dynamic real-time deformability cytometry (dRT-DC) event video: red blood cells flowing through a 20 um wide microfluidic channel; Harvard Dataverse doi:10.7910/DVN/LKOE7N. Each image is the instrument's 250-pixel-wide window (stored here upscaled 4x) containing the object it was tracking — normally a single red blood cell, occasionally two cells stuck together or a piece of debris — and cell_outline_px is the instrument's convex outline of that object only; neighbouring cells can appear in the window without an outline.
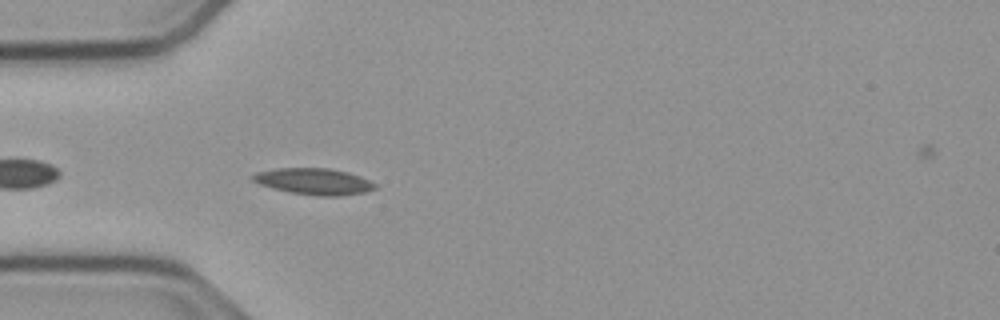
{"species": "common noctule bat (a hibernating species)", "species_latin": "Nyctalus noctula", "temperature_condition": "cold", "stored_images_in_passage": 39, "camera_frame_rate_fps": 3000, "um_per_image_px": 0.085, "animal": {"sex": "male", "body_mass_g": 23.1, "forearm_length_mm": 52.7}, "frame": {"image": 1, "passage_image": 3, "time_ms": 0.667, "image_size_px": [1000, 320], "cell_outline_px": [[376, 188], [364, 192], [340, 196], [316, 196], [292, 192], [272, 188], [260, 184], [252, 180], [252, 176], [256, 172], [276, 168], [328, 168], [348, 172], [360, 176], [376, 184]], "centroid_in_image_um": [26.68, 15.42], "position_along_channel_um": 58.3, "area_um2": 18.67}}
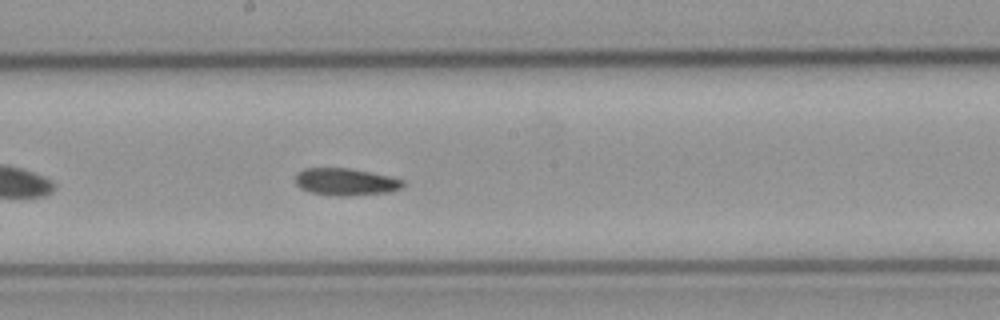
{"frame": {"image": 2, "passage_image": 16, "time_ms": 5.0, "image_size_px": [1000, 320], "cell_outline_px": [[404, 184], [400, 188], [392, 192], [348, 196], [328, 196], [308, 192], [300, 188], [296, 184], [296, 172], [304, 168], [348, 168], [388, 176], [404, 180]], "centroid_in_image_um": [29.34, 15.47], "position_along_channel_um": 218.9, "area_um2": 17.22}}
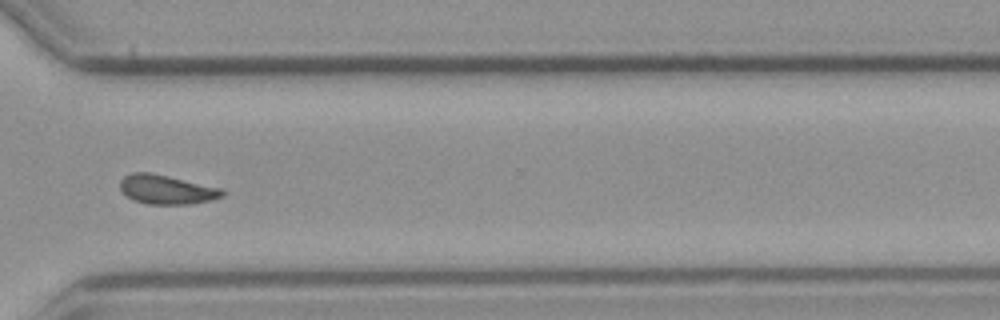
{"frame": {"image": 3, "passage_image": 27, "time_ms": 8.667, "image_size_px": [1000, 320], "cell_outline_px": [[224, 196], [212, 200], [188, 204], [148, 204], [132, 200], [120, 188], [120, 180], [124, 176], [132, 172], [152, 172], [220, 188], [224, 192]], "centroid_in_image_um": [14.14, 16.1], "position_along_channel_um": 356.5, "area_um2": 17.34}, "authors_computed_cell_mechanics": {"area_um2": 17.5134, "velocity_mm_per_s": 3.7547, "shape_relaxation_time_tau1_ms": null, "shape_relaxation_time_tau2_ms": 4.4154, "deformation_change_tau1": null, "deformation_change_tau2": 0.1006}}